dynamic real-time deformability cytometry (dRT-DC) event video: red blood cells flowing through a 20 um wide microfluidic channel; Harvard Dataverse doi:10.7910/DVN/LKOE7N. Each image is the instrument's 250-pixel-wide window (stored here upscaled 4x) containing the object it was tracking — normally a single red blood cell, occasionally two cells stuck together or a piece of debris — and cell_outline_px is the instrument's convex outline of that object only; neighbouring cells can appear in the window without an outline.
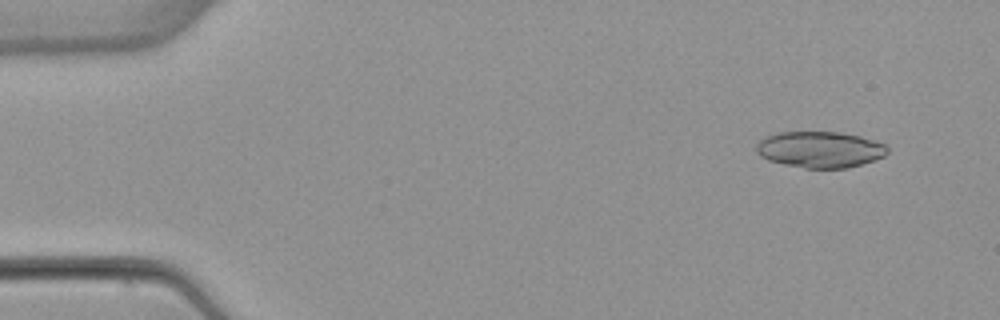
{"species": "common noctule bat (a hibernating species)", "species_latin": "Nyctalus noctula", "temperature_condition": "warm", "stored_images_in_passage": 52, "camera_frame_rate_fps": 3000, "um_per_image_px": 0.085, "animal": {"sex": "female", "body_mass_g": 22.7, "forearm_length_mm": 54.2}, "frame": {"image": 1, "passage_image": 4, "time_ms": 1.0, "image_size_px": [1000, 320], "cell_outline_px": [[888, 152], [884, 156], [848, 168], [804, 168], [784, 164], [768, 160], [760, 156], [756, 152], [756, 144], [764, 136], [780, 132], [840, 132], [860, 136], [876, 140], [888, 144]], "centroid_in_image_um": [69.7, 12.7], "position_along_channel_um": 15.3, "area_um2": 27.86}}